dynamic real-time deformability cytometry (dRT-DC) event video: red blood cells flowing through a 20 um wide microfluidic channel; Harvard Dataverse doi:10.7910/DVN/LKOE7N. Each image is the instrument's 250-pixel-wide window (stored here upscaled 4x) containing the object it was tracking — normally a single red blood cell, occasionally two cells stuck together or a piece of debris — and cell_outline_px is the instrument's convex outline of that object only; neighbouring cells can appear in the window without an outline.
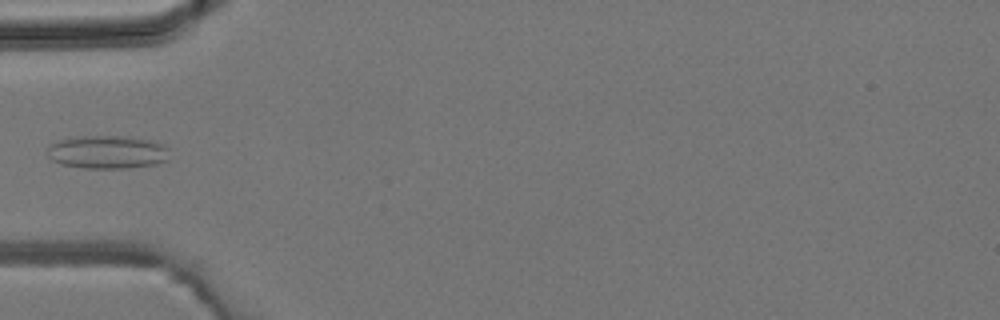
{"species": "common noctule bat (a hibernating species)", "species_latin": "Nyctalus noctula", "temperature_condition": "room temperature", "stored_images_in_passage": 2, "camera_frame_rate_fps": 3000, "um_per_image_px": 0.085, "animal": {"sex": "male", "body_mass_g": 19.2, "forearm_length_mm": 51.8}, "frame": {"image": 1, "passage_image": 2, "time_ms": 1.0, "image_size_px": [1000, 320], "cell_outline_px": [[168, 160], [156, 164], [128, 168], [84, 168], [60, 164], [52, 160], [48, 156], [48, 144], [60, 140], [76, 136], [128, 136], [152, 140], [164, 144], [168, 148]], "centroid_in_image_um": [9.14, 12.92], "position_along_channel_um": 75.9, "area_um2": 23.93}}